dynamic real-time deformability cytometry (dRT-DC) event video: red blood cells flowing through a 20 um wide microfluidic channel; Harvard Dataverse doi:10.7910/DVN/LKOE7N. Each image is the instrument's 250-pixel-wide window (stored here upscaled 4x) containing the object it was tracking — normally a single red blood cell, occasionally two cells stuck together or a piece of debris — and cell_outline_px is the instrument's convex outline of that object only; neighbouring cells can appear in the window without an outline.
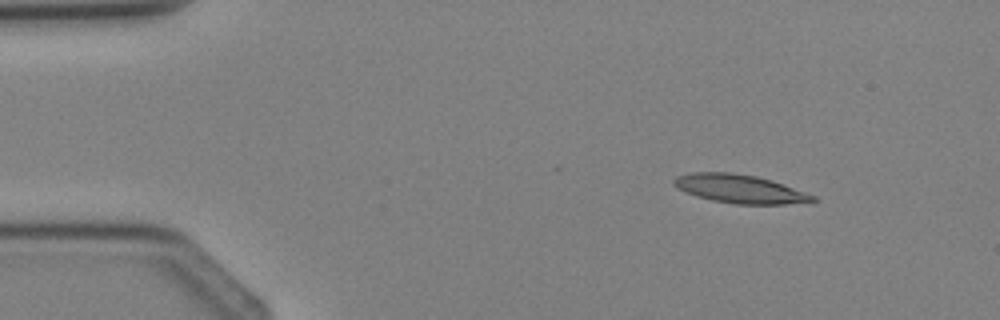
{"species": "Egyptian fruit bat (a non-hibernating species)", "species_latin": "Rousettus aegyptiacus", "temperature_condition": "cold", "stored_images_in_passage": 4, "segment_of_instrument_passage": [2, 2], "camera_frame_rate_fps": 3000, "um_per_image_px": 0.085, "animal": {"sex": "female"}, "frame": {"image": 1, "passage_image": 4, "time_ms": 4.333, "image_size_px": [1000, 320], "cell_outline_px": [[820, 200], [812, 204], [736, 204], [712, 200], [696, 196], [676, 188], [672, 184], [672, 180], [676, 176], [688, 172], [732, 172], [756, 176], [772, 180], [816, 196]], "centroid_in_image_um": [62.93, 16.06], "position_along_channel_um": 22.1, "area_um2": 23.58}}